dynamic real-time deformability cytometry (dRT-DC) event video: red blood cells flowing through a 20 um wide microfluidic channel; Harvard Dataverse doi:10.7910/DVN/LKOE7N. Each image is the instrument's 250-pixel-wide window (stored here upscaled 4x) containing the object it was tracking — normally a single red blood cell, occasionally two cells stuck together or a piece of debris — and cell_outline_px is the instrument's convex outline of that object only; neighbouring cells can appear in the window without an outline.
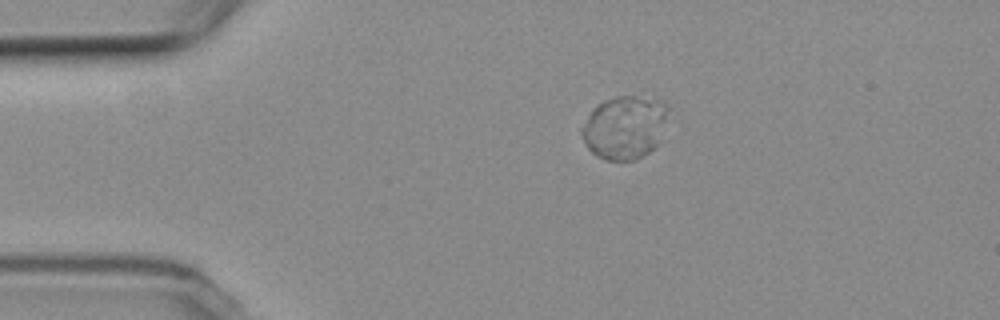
{"species": "common noctule bat (a hibernating species)", "species_latin": "Nyctalus noctula", "temperature_condition": "room temperature", "stored_images_in_passage": 5, "camera_frame_rate_fps": 3000, "um_per_image_px": 0.085, "animal": {"sex": "female", "body_mass_g": 19.3, "forearm_length_mm": 54.1}, "frame": {"image": 1, "passage_image": 4, "time_ms": 3.667, "image_size_px": [1000, 320], "cell_outline_px": [[668, 108], [656, 144], [648, 152], [636, 160], [604, 160], [596, 156], [588, 148], [580, 132], [580, 128], [592, 108], [596, 104], [604, 100], [616, 96], [636, 96], [656, 100], [668, 104]], "centroid_in_image_um": [53.01, 10.82], "position_along_channel_um": 32.0, "area_um2": 31.44}}